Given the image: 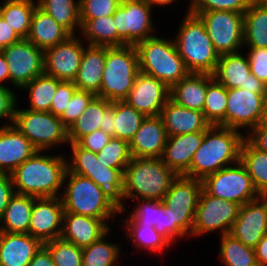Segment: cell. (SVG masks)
I'll return each instance as SVG.
<instances>
[{"instance_id": "cell-55", "label": "cell", "mask_w": 267, "mask_h": 266, "mask_svg": "<svg viewBox=\"0 0 267 266\" xmlns=\"http://www.w3.org/2000/svg\"><path fill=\"white\" fill-rule=\"evenodd\" d=\"M245 138L258 150L267 153V123L261 122L245 135Z\"/></svg>"}, {"instance_id": "cell-18", "label": "cell", "mask_w": 267, "mask_h": 266, "mask_svg": "<svg viewBox=\"0 0 267 266\" xmlns=\"http://www.w3.org/2000/svg\"><path fill=\"white\" fill-rule=\"evenodd\" d=\"M212 76L227 89L267 93V86L251 73L248 58L239 52L221 55Z\"/></svg>"}, {"instance_id": "cell-50", "label": "cell", "mask_w": 267, "mask_h": 266, "mask_svg": "<svg viewBox=\"0 0 267 266\" xmlns=\"http://www.w3.org/2000/svg\"><path fill=\"white\" fill-rule=\"evenodd\" d=\"M163 236L170 244L174 243L178 237L187 236L175 223L171 208L167 207L161 201V219L160 229H155Z\"/></svg>"}, {"instance_id": "cell-14", "label": "cell", "mask_w": 267, "mask_h": 266, "mask_svg": "<svg viewBox=\"0 0 267 266\" xmlns=\"http://www.w3.org/2000/svg\"><path fill=\"white\" fill-rule=\"evenodd\" d=\"M202 180L177 176L171 183L163 203L171 208L176 225L188 236L191 235Z\"/></svg>"}, {"instance_id": "cell-45", "label": "cell", "mask_w": 267, "mask_h": 266, "mask_svg": "<svg viewBox=\"0 0 267 266\" xmlns=\"http://www.w3.org/2000/svg\"><path fill=\"white\" fill-rule=\"evenodd\" d=\"M97 158L107 164V167L120 169L124 173L132 158L129 142L112 137L108 144L97 153Z\"/></svg>"}, {"instance_id": "cell-4", "label": "cell", "mask_w": 267, "mask_h": 266, "mask_svg": "<svg viewBox=\"0 0 267 266\" xmlns=\"http://www.w3.org/2000/svg\"><path fill=\"white\" fill-rule=\"evenodd\" d=\"M174 39L177 51L190 73L213 74L220 58L201 18L190 8Z\"/></svg>"}, {"instance_id": "cell-63", "label": "cell", "mask_w": 267, "mask_h": 266, "mask_svg": "<svg viewBox=\"0 0 267 266\" xmlns=\"http://www.w3.org/2000/svg\"><path fill=\"white\" fill-rule=\"evenodd\" d=\"M262 122L267 123V95L265 96L264 113H263Z\"/></svg>"}, {"instance_id": "cell-30", "label": "cell", "mask_w": 267, "mask_h": 266, "mask_svg": "<svg viewBox=\"0 0 267 266\" xmlns=\"http://www.w3.org/2000/svg\"><path fill=\"white\" fill-rule=\"evenodd\" d=\"M207 91L206 73H189L170 88V98L187 109L203 111Z\"/></svg>"}, {"instance_id": "cell-19", "label": "cell", "mask_w": 267, "mask_h": 266, "mask_svg": "<svg viewBox=\"0 0 267 266\" xmlns=\"http://www.w3.org/2000/svg\"><path fill=\"white\" fill-rule=\"evenodd\" d=\"M63 214L64 207L60 197L35 198L28 234L42 243L59 238L62 233Z\"/></svg>"}, {"instance_id": "cell-13", "label": "cell", "mask_w": 267, "mask_h": 266, "mask_svg": "<svg viewBox=\"0 0 267 266\" xmlns=\"http://www.w3.org/2000/svg\"><path fill=\"white\" fill-rule=\"evenodd\" d=\"M240 205L212 197L203 189L200 192L191 236H200L220 230L221 235L230 233Z\"/></svg>"}, {"instance_id": "cell-2", "label": "cell", "mask_w": 267, "mask_h": 266, "mask_svg": "<svg viewBox=\"0 0 267 266\" xmlns=\"http://www.w3.org/2000/svg\"><path fill=\"white\" fill-rule=\"evenodd\" d=\"M245 134L232 128L210 126L199 149L194 153L186 177L203 180L224 167L240 161ZM231 163V164H230Z\"/></svg>"}, {"instance_id": "cell-41", "label": "cell", "mask_w": 267, "mask_h": 266, "mask_svg": "<svg viewBox=\"0 0 267 266\" xmlns=\"http://www.w3.org/2000/svg\"><path fill=\"white\" fill-rule=\"evenodd\" d=\"M110 229L97 241L82 249V266H117L119 245L105 241Z\"/></svg>"}, {"instance_id": "cell-57", "label": "cell", "mask_w": 267, "mask_h": 266, "mask_svg": "<svg viewBox=\"0 0 267 266\" xmlns=\"http://www.w3.org/2000/svg\"><path fill=\"white\" fill-rule=\"evenodd\" d=\"M21 40L18 34L7 23V21L0 16V51L11 44L17 43Z\"/></svg>"}, {"instance_id": "cell-64", "label": "cell", "mask_w": 267, "mask_h": 266, "mask_svg": "<svg viewBox=\"0 0 267 266\" xmlns=\"http://www.w3.org/2000/svg\"><path fill=\"white\" fill-rule=\"evenodd\" d=\"M260 197L267 204V189L260 194Z\"/></svg>"}, {"instance_id": "cell-10", "label": "cell", "mask_w": 267, "mask_h": 266, "mask_svg": "<svg viewBox=\"0 0 267 266\" xmlns=\"http://www.w3.org/2000/svg\"><path fill=\"white\" fill-rule=\"evenodd\" d=\"M202 189L212 197L234 202L240 206L260 197L240 161L235 163L234 167L230 165L206 176L202 180Z\"/></svg>"}, {"instance_id": "cell-46", "label": "cell", "mask_w": 267, "mask_h": 266, "mask_svg": "<svg viewBox=\"0 0 267 266\" xmlns=\"http://www.w3.org/2000/svg\"><path fill=\"white\" fill-rule=\"evenodd\" d=\"M137 201L139 203L132 209L129 218L123 219L125 225H150L160 229L161 201L148 199Z\"/></svg>"}, {"instance_id": "cell-49", "label": "cell", "mask_w": 267, "mask_h": 266, "mask_svg": "<svg viewBox=\"0 0 267 266\" xmlns=\"http://www.w3.org/2000/svg\"><path fill=\"white\" fill-rule=\"evenodd\" d=\"M96 95L89 91L77 89L59 119L69 129L88 107Z\"/></svg>"}, {"instance_id": "cell-56", "label": "cell", "mask_w": 267, "mask_h": 266, "mask_svg": "<svg viewBox=\"0 0 267 266\" xmlns=\"http://www.w3.org/2000/svg\"><path fill=\"white\" fill-rule=\"evenodd\" d=\"M14 185L10 174L0 173V217L14 195Z\"/></svg>"}, {"instance_id": "cell-58", "label": "cell", "mask_w": 267, "mask_h": 266, "mask_svg": "<svg viewBox=\"0 0 267 266\" xmlns=\"http://www.w3.org/2000/svg\"><path fill=\"white\" fill-rule=\"evenodd\" d=\"M115 121V101L111 102V105L105 110L102 127L100 130L115 137V128H113V123Z\"/></svg>"}, {"instance_id": "cell-29", "label": "cell", "mask_w": 267, "mask_h": 266, "mask_svg": "<svg viewBox=\"0 0 267 266\" xmlns=\"http://www.w3.org/2000/svg\"><path fill=\"white\" fill-rule=\"evenodd\" d=\"M71 34L39 6L36 7L27 40L45 51L64 42Z\"/></svg>"}, {"instance_id": "cell-20", "label": "cell", "mask_w": 267, "mask_h": 266, "mask_svg": "<svg viewBox=\"0 0 267 266\" xmlns=\"http://www.w3.org/2000/svg\"><path fill=\"white\" fill-rule=\"evenodd\" d=\"M170 98V87L163 81L139 72L125 101L146 116L160 115Z\"/></svg>"}, {"instance_id": "cell-35", "label": "cell", "mask_w": 267, "mask_h": 266, "mask_svg": "<svg viewBox=\"0 0 267 266\" xmlns=\"http://www.w3.org/2000/svg\"><path fill=\"white\" fill-rule=\"evenodd\" d=\"M0 5L1 16L21 39H26L38 3L33 0H6Z\"/></svg>"}, {"instance_id": "cell-16", "label": "cell", "mask_w": 267, "mask_h": 266, "mask_svg": "<svg viewBox=\"0 0 267 266\" xmlns=\"http://www.w3.org/2000/svg\"><path fill=\"white\" fill-rule=\"evenodd\" d=\"M267 93H254L248 89H227L226 128L252 130L262 122ZM249 128V129H248Z\"/></svg>"}, {"instance_id": "cell-33", "label": "cell", "mask_w": 267, "mask_h": 266, "mask_svg": "<svg viewBox=\"0 0 267 266\" xmlns=\"http://www.w3.org/2000/svg\"><path fill=\"white\" fill-rule=\"evenodd\" d=\"M243 38L245 47L267 48V7L251 1L244 13Z\"/></svg>"}, {"instance_id": "cell-6", "label": "cell", "mask_w": 267, "mask_h": 266, "mask_svg": "<svg viewBox=\"0 0 267 266\" xmlns=\"http://www.w3.org/2000/svg\"><path fill=\"white\" fill-rule=\"evenodd\" d=\"M135 47L140 72L163 81L170 88L190 73L177 51L174 40L154 35L140 41Z\"/></svg>"}, {"instance_id": "cell-25", "label": "cell", "mask_w": 267, "mask_h": 266, "mask_svg": "<svg viewBox=\"0 0 267 266\" xmlns=\"http://www.w3.org/2000/svg\"><path fill=\"white\" fill-rule=\"evenodd\" d=\"M109 229L108 223L102 219L64 212L60 237L83 249L97 241Z\"/></svg>"}, {"instance_id": "cell-26", "label": "cell", "mask_w": 267, "mask_h": 266, "mask_svg": "<svg viewBox=\"0 0 267 266\" xmlns=\"http://www.w3.org/2000/svg\"><path fill=\"white\" fill-rule=\"evenodd\" d=\"M167 135L176 136L193 132H205L211 125L203 112L187 109L169 98L161 110Z\"/></svg>"}, {"instance_id": "cell-27", "label": "cell", "mask_w": 267, "mask_h": 266, "mask_svg": "<svg viewBox=\"0 0 267 266\" xmlns=\"http://www.w3.org/2000/svg\"><path fill=\"white\" fill-rule=\"evenodd\" d=\"M43 243L28 233L3 232L0 266H28Z\"/></svg>"}, {"instance_id": "cell-39", "label": "cell", "mask_w": 267, "mask_h": 266, "mask_svg": "<svg viewBox=\"0 0 267 266\" xmlns=\"http://www.w3.org/2000/svg\"><path fill=\"white\" fill-rule=\"evenodd\" d=\"M219 256L225 266H258L255 249L245 246L231 234L220 238Z\"/></svg>"}, {"instance_id": "cell-3", "label": "cell", "mask_w": 267, "mask_h": 266, "mask_svg": "<svg viewBox=\"0 0 267 266\" xmlns=\"http://www.w3.org/2000/svg\"><path fill=\"white\" fill-rule=\"evenodd\" d=\"M176 177L162 158L132 157L124 170V199L163 201Z\"/></svg>"}, {"instance_id": "cell-62", "label": "cell", "mask_w": 267, "mask_h": 266, "mask_svg": "<svg viewBox=\"0 0 267 266\" xmlns=\"http://www.w3.org/2000/svg\"><path fill=\"white\" fill-rule=\"evenodd\" d=\"M151 7H154L153 5L158 6H164L169 5L170 3H173L176 0H145Z\"/></svg>"}, {"instance_id": "cell-36", "label": "cell", "mask_w": 267, "mask_h": 266, "mask_svg": "<svg viewBox=\"0 0 267 266\" xmlns=\"http://www.w3.org/2000/svg\"><path fill=\"white\" fill-rule=\"evenodd\" d=\"M240 162L246 168L254 188L260 195L267 189V153L255 148L245 138L241 146Z\"/></svg>"}, {"instance_id": "cell-34", "label": "cell", "mask_w": 267, "mask_h": 266, "mask_svg": "<svg viewBox=\"0 0 267 266\" xmlns=\"http://www.w3.org/2000/svg\"><path fill=\"white\" fill-rule=\"evenodd\" d=\"M227 88L207 74L203 114L211 126L226 127Z\"/></svg>"}, {"instance_id": "cell-54", "label": "cell", "mask_w": 267, "mask_h": 266, "mask_svg": "<svg viewBox=\"0 0 267 266\" xmlns=\"http://www.w3.org/2000/svg\"><path fill=\"white\" fill-rule=\"evenodd\" d=\"M111 138L112 136L99 129L91 134L82 137L77 142V144L81 148L92 151L97 154L108 144Z\"/></svg>"}, {"instance_id": "cell-53", "label": "cell", "mask_w": 267, "mask_h": 266, "mask_svg": "<svg viewBox=\"0 0 267 266\" xmlns=\"http://www.w3.org/2000/svg\"><path fill=\"white\" fill-rule=\"evenodd\" d=\"M17 100L12 89L10 90L5 85L0 86V120L2 118H9V126L13 125L14 122L15 108L17 107L16 104H18L16 103Z\"/></svg>"}, {"instance_id": "cell-52", "label": "cell", "mask_w": 267, "mask_h": 266, "mask_svg": "<svg viewBox=\"0 0 267 266\" xmlns=\"http://www.w3.org/2000/svg\"><path fill=\"white\" fill-rule=\"evenodd\" d=\"M247 58L251 73L267 86V48L248 47Z\"/></svg>"}, {"instance_id": "cell-31", "label": "cell", "mask_w": 267, "mask_h": 266, "mask_svg": "<svg viewBox=\"0 0 267 266\" xmlns=\"http://www.w3.org/2000/svg\"><path fill=\"white\" fill-rule=\"evenodd\" d=\"M36 197L14 193L0 217V228L8 233H28ZM3 224V225H2Z\"/></svg>"}, {"instance_id": "cell-43", "label": "cell", "mask_w": 267, "mask_h": 266, "mask_svg": "<svg viewBox=\"0 0 267 266\" xmlns=\"http://www.w3.org/2000/svg\"><path fill=\"white\" fill-rule=\"evenodd\" d=\"M127 237L133 241V245L141 250H149L150 252H164L170 243L161 236L156 230L155 227L150 225H126Z\"/></svg>"}, {"instance_id": "cell-48", "label": "cell", "mask_w": 267, "mask_h": 266, "mask_svg": "<svg viewBox=\"0 0 267 266\" xmlns=\"http://www.w3.org/2000/svg\"><path fill=\"white\" fill-rule=\"evenodd\" d=\"M188 4L191 12L206 11H232L244 14L251 1L250 0H190Z\"/></svg>"}, {"instance_id": "cell-9", "label": "cell", "mask_w": 267, "mask_h": 266, "mask_svg": "<svg viewBox=\"0 0 267 266\" xmlns=\"http://www.w3.org/2000/svg\"><path fill=\"white\" fill-rule=\"evenodd\" d=\"M15 108L13 126L19 130L38 151L69 142L68 128L51 112Z\"/></svg>"}, {"instance_id": "cell-7", "label": "cell", "mask_w": 267, "mask_h": 266, "mask_svg": "<svg viewBox=\"0 0 267 266\" xmlns=\"http://www.w3.org/2000/svg\"><path fill=\"white\" fill-rule=\"evenodd\" d=\"M139 72V58L135 45L106 46L102 84L96 96L110 102L125 100Z\"/></svg>"}, {"instance_id": "cell-17", "label": "cell", "mask_w": 267, "mask_h": 266, "mask_svg": "<svg viewBox=\"0 0 267 266\" xmlns=\"http://www.w3.org/2000/svg\"><path fill=\"white\" fill-rule=\"evenodd\" d=\"M80 37L70 35L64 42L44 51V74L60 81H74L84 52Z\"/></svg>"}, {"instance_id": "cell-23", "label": "cell", "mask_w": 267, "mask_h": 266, "mask_svg": "<svg viewBox=\"0 0 267 266\" xmlns=\"http://www.w3.org/2000/svg\"><path fill=\"white\" fill-rule=\"evenodd\" d=\"M37 151L13 125L0 127V173L11 174Z\"/></svg>"}, {"instance_id": "cell-65", "label": "cell", "mask_w": 267, "mask_h": 266, "mask_svg": "<svg viewBox=\"0 0 267 266\" xmlns=\"http://www.w3.org/2000/svg\"><path fill=\"white\" fill-rule=\"evenodd\" d=\"M254 2L264 6V7H267V0H255Z\"/></svg>"}, {"instance_id": "cell-42", "label": "cell", "mask_w": 267, "mask_h": 266, "mask_svg": "<svg viewBox=\"0 0 267 266\" xmlns=\"http://www.w3.org/2000/svg\"><path fill=\"white\" fill-rule=\"evenodd\" d=\"M145 116L125 100L115 101V138L131 141Z\"/></svg>"}, {"instance_id": "cell-24", "label": "cell", "mask_w": 267, "mask_h": 266, "mask_svg": "<svg viewBox=\"0 0 267 266\" xmlns=\"http://www.w3.org/2000/svg\"><path fill=\"white\" fill-rule=\"evenodd\" d=\"M205 132L169 136L162 155L163 162L177 175H185L194 153L199 149Z\"/></svg>"}, {"instance_id": "cell-21", "label": "cell", "mask_w": 267, "mask_h": 266, "mask_svg": "<svg viewBox=\"0 0 267 266\" xmlns=\"http://www.w3.org/2000/svg\"><path fill=\"white\" fill-rule=\"evenodd\" d=\"M266 233L267 204L261 197L240 206L229 234L245 246L255 248Z\"/></svg>"}, {"instance_id": "cell-11", "label": "cell", "mask_w": 267, "mask_h": 266, "mask_svg": "<svg viewBox=\"0 0 267 266\" xmlns=\"http://www.w3.org/2000/svg\"><path fill=\"white\" fill-rule=\"evenodd\" d=\"M203 21L217 53H237L244 46V14L232 11L192 12Z\"/></svg>"}, {"instance_id": "cell-59", "label": "cell", "mask_w": 267, "mask_h": 266, "mask_svg": "<svg viewBox=\"0 0 267 266\" xmlns=\"http://www.w3.org/2000/svg\"><path fill=\"white\" fill-rule=\"evenodd\" d=\"M28 266H55L48 249L42 245Z\"/></svg>"}, {"instance_id": "cell-51", "label": "cell", "mask_w": 267, "mask_h": 266, "mask_svg": "<svg viewBox=\"0 0 267 266\" xmlns=\"http://www.w3.org/2000/svg\"><path fill=\"white\" fill-rule=\"evenodd\" d=\"M76 90L77 87L74 85V82L61 81L57 85V90L52 99L50 112L59 117L66 109Z\"/></svg>"}, {"instance_id": "cell-47", "label": "cell", "mask_w": 267, "mask_h": 266, "mask_svg": "<svg viewBox=\"0 0 267 266\" xmlns=\"http://www.w3.org/2000/svg\"><path fill=\"white\" fill-rule=\"evenodd\" d=\"M121 0H79L81 27L90 19L111 16Z\"/></svg>"}, {"instance_id": "cell-37", "label": "cell", "mask_w": 267, "mask_h": 266, "mask_svg": "<svg viewBox=\"0 0 267 266\" xmlns=\"http://www.w3.org/2000/svg\"><path fill=\"white\" fill-rule=\"evenodd\" d=\"M37 3L71 35H75L76 28L81 30L79 0H37Z\"/></svg>"}, {"instance_id": "cell-8", "label": "cell", "mask_w": 267, "mask_h": 266, "mask_svg": "<svg viewBox=\"0 0 267 266\" xmlns=\"http://www.w3.org/2000/svg\"><path fill=\"white\" fill-rule=\"evenodd\" d=\"M72 147L71 160L67 159V170L86 178H90L120 210L125 212L123 204L124 173L120 169L109 168L107 164L98 160L97 154L81 148L77 143H70Z\"/></svg>"}, {"instance_id": "cell-15", "label": "cell", "mask_w": 267, "mask_h": 266, "mask_svg": "<svg viewBox=\"0 0 267 266\" xmlns=\"http://www.w3.org/2000/svg\"><path fill=\"white\" fill-rule=\"evenodd\" d=\"M8 64L10 82L23 88L37 76L44 74V51L27 39L1 50Z\"/></svg>"}, {"instance_id": "cell-44", "label": "cell", "mask_w": 267, "mask_h": 266, "mask_svg": "<svg viewBox=\"0 0 267 266\" xmlns=\"http://www.w3.org/2000/svg\"><path fill=\"white\" fill-rule=\"evenodd\" d=\"M55 266H82V248L61 237L43 243Z\"/></svg>"}, {"instance_id": "cell-1", "label": "cell", "mask_w": 267, "mask_h": 266, "mask_svg": "<svg viewBox=\"0 0 267 266\" xmlns=\"http://www.w3.org/2000/svg\"><path fill=\"white\" fill-rule=\"evenodd\" d=\"M41 152H35L10 174L15 193L36 198L60 197L58 191L65 185L66 157L42 155Z\"/></svg>"}, {"instance_id": "cell-5", "label": "cell", "mask_w": 267, "mask_h": 266, "mask_svg": "<svg viewBox=\"0 0 267 266\" xmlns=\"http://www.w3.org/2000/svg\"><path fill=\"white\" fill-rule=\"evenodd\" d=\"M67 178L60 196L64 212L102 219L105 223L119 214L120 210L90 178L66 170L63 183Z\"/></svg>"}, {"instance_id": "cell-12", "label": "cell", "mask_w": 267, "mask_h": 266, "mask_svg": "<svg viewBox=\"0 0 267 266\" xmlns=\"http://www.w3.org/2000/svg\"><path fill=\"white\" fill-rule=\"evenodd\" d=\"M152 8L145 0H121L113 14L118 32V46L136 45L153 37Z\"/></svg>"}, {"instance_id": "cell-40", "label": "cell", "mask_w": 267, "mask_h": 266, "mask_svg": "<svg viewBox=\"0 0 267 266\" xmlns=\"http://www.w3.org/2000/svg\"><path fill=\"white\" fill-rule=\"evenodd\" d=\"M79 33L84 34L89 45L118 46V32L113 15L88 20Z\"/></svg>"}, {"instance_id": "cell-60", "label": "cell", "mask_w": 267, "mask_h": 266, "mask_svg": "<svg viewBox=\"0 0 267 266\" xmlns=\"http://www.w3.org/2000/svg\"><path fill=\"white\" fill-rule=\"evenodd\" d=\"M254 249L258 266H267V233Z\"/></svg>"}, {"instance_id": "cell-66", "label": "cell", "mask_w": 267, "mask_h": 266, "mask_svg": "<svg viewBox=\"0 0 267 266\" xmlns=\"http://www.w3.org/2000/svg\"><path fill=\"white\" fill-rule=\"evenodd\" d=\"M2 236H3V231H2V229L0 228V242H1Z\"/></svg>"}, {"instance_id": "cell-22", "label": "cell", "mask_w": 267, "mask_h": 266, "mask_svg": "<svg viewBox=\"0 0 267 266\" xmlns=\"http://www.w3.org/2000/svg\"><path fill=\"white\" fill-rule=\"evenodd\" d=\"M167 138L161 116H146L129 142L131 156L162 158Z\"/></svg>"}, {"instance_id": "cell-28", "label": "cell", "mask_w": 267, "mask_h": 266, "mask_svg": "<svg viewBox=\"0 0 267 266\" xmlns=\"http://www.w3.org/2000/svg\"><path fill=\"white\" fill-rule=\"evenodd\" d=\"M106 59V46L87 45L84 48L80 67L74 85L77 89L97 95L102 84V75Z\"/></svg>"}, {"instance_id": "cell-38", "label": "cell", "mask_w": 267, "mask_h": 266, "mask_svg": "<svg viewBox=\"0 0 267 266\" xmlns=\"http://www.w3.org/2000/svg\"><path fill=\"white\" fill-rule=\"evenodd\" d=\"M61 81L42 74L34 78L31 82L27 83L22 89H28L29 93V108L31 111L50 112L52 99L57 90V85Z\"/></svg>"}, {"instance_id": "cell-32", "label": "cell", "mask_w": 267, "mask_h": 266, "mask_svg": "<svg viewBox=\"0 0 267 266\" xmlns=\"http://www.w3.org/2000/svg\"><path fill=\"white\" fill-rule=\"evenodd\" d=\"M110 105V101L95 96L83 114L68 129L69 143H77L82 137L99 130L102 127L104 112Z\"/></svg>"}, {"instance_id": "cell-61", "label": "cell", "mask_w": 267, "mask_h": 266, "mask_svg": "<svg viewBox=\"0 0 267 266\" xmlns=\"http://www.w3.org/2000/svg\"><path fill=\"white\" fill-rule=\"evenodd\" d=\"M4 80H8L10 82V75L6 58L2 51H0V86H2V82H4Z\"/></svg>"}]
</instances>
